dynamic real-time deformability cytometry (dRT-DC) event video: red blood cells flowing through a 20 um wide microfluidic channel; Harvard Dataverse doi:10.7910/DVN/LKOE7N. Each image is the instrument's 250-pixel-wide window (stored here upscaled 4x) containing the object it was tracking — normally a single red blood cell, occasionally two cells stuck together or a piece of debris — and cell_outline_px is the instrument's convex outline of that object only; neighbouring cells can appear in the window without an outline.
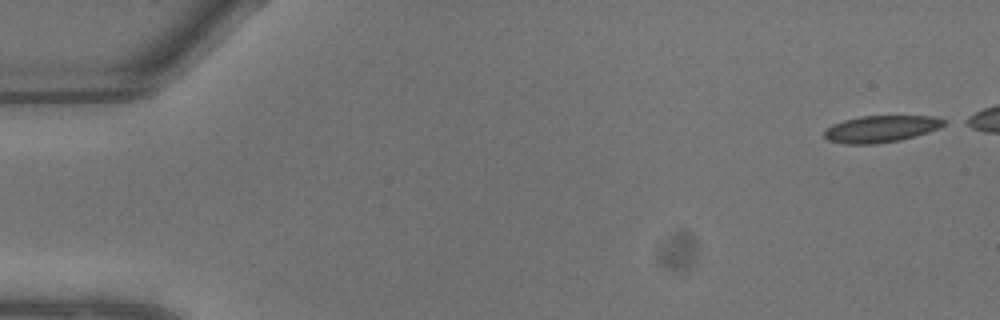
{"species": "common noctule bat (a hibernating species)", "species_latin": "Nyctalus noctula", "temperature_condition": "warm", "stored_images_in_passage": 11, "camera_frame_rate_fps": 3000, "um_per_image_px": 0.085, "animal": {"sex": "male", "body_mass_g": 13.3}, "frame": {"image": 1, "passage_image": 1, "time_ms": 0.0, "image_size_px": [1000, 320], "cell_outline_px": [[948, 124], [940, 128], [928, 132], [900, 140], [876, 144], [844, 144], [828, 140], [824, 136], [824, 132], [832, 124], [844, 120], [860, 116], [932, 116], [944, 120]], "centroid_in_image_um": [74.89, 10.96], "position_along_channel_um": 10.1, "area_um2": 18.67}}
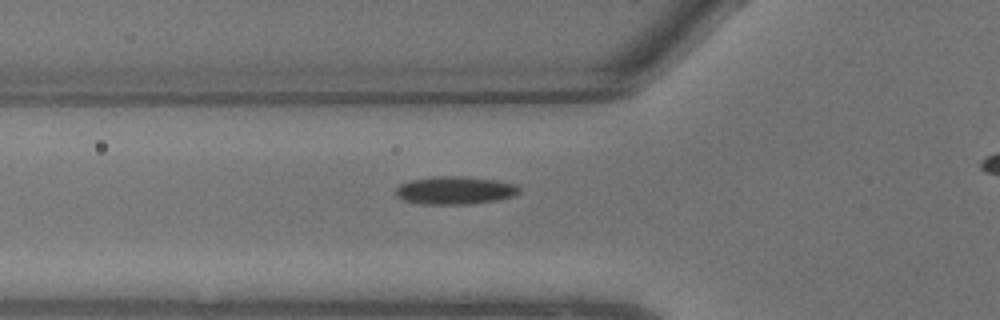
{"frame": {"image": 2, "passage_image": 8, "time_ms": 2.333, "image_size_px": [1000, 320], "cell_outline_px": [[520, 192], [516, 196], [496, 200], [472, 204], [420, 204], [400, 200], [396, 196], [396, 188], [400, 184], [412, 180], [432, 176], [464, 176], [496, 180], [516, 184], [520, 188]], "centroid_in_image_um": [38.67, 16.18], "position_along_channel_um": 87.1, "area_um2": 20.4}}
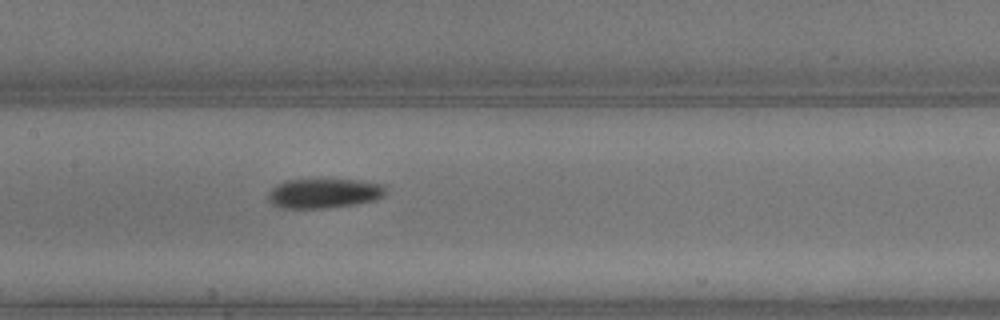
{"frame": {"image": 3, "passage_image": 11, "time_ms": 3.333, "image_size_px": [1000, 320], "cell_outline_px": [[388, 188], [384, 196], [376, 200], [356, 204], [324, 208], [280, 208], [272, 204], [268, 200], [268, 192], [276, 184], [288, 180], [360, 180], [384, 184]], "centroid_in_image_um": [27.57, 16.43], "position_along_channel_um": 179.8, "area_um2": 20.46}}